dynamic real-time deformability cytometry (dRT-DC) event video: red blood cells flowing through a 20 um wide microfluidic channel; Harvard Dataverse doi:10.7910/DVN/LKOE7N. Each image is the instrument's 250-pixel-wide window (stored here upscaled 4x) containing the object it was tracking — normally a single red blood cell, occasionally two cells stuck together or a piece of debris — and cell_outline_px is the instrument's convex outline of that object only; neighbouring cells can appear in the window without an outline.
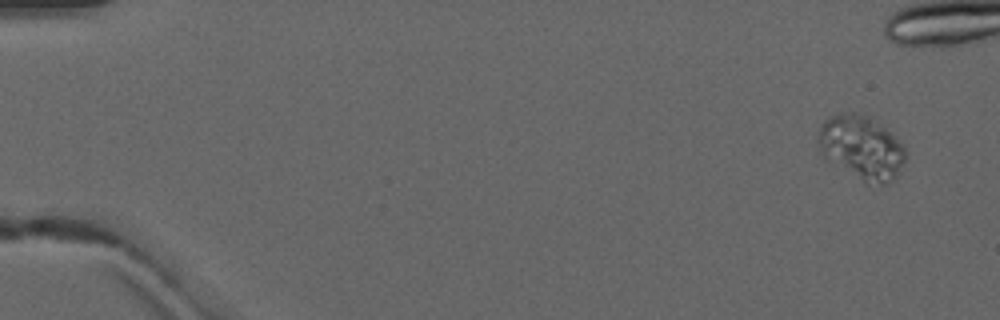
{"species": "common noctule bat (a hibernating species)", "species_latin": "Nyctalus noctula", "temperature_condition": "warm", "stored_images_in_passage": 6, "camera_frame_rate_fps": 3000, "um_per_image_px": 0.085, "animal": {"sex": "male", "forearm_length_mm": 52.5}, "frame": {"image": 1, "passage_image": 1, "time_ms": 0.0, "image_size_px": [1000, 320], "cell_outline_px": [[908, 152], [896, 176], [880, 184], [864, 180], [824, 160], [820, 152], [816, 140], [816, 136], [820, 124], [828, 116], [840, 112], [856, 112], [872, 116]], "centroid_in_image_um": [73.12, 12.47], "position_along_channel_um": 11.9, "area_um2": 32.37}}